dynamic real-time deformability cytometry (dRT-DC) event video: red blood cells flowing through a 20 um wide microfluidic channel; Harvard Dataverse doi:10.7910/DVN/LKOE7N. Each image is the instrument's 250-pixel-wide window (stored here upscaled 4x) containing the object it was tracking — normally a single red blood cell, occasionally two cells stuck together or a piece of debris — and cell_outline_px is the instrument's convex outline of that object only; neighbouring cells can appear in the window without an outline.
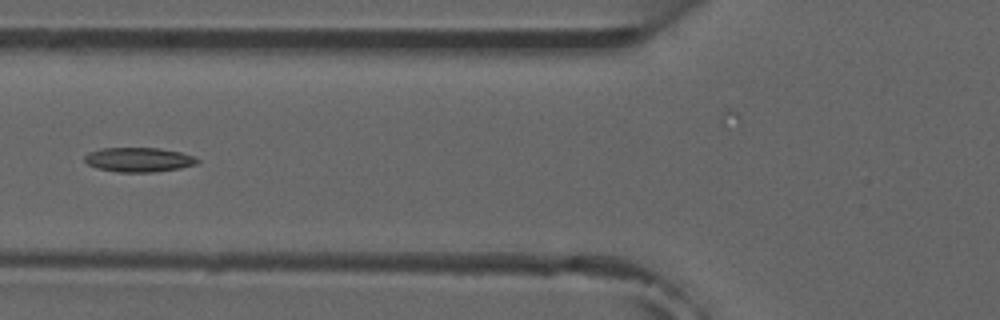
{"species": "common noctule bat (a hibernating species)", "species_latin": "Nyctalus noctula", "temperature_condition": "room temperature", "stored_images_in_passage": 6, "camera_frame_rate_fps": 3000, "um_per_image_px": 0.085, "animal": {"sex": "male", "forearm_length_mm": 52.5}, "frame": {"image": 1, "passage_image": 6, "time_ms": 5.667, "image_size_px": [1000, 320], "cell_outline_px": [[200, 160], [196, 164], [180, 168], [156, 172], [116, 172], [96, 168], [88, 164], [84, 160], [84, 156], [88, 152], [100, 148], [156, 148], [180, 152], [196, 156]], "centroid_in_image_um": [11.78, 13.57], "position_along_channel_um": 114.0, "area_um2": 16.18}}